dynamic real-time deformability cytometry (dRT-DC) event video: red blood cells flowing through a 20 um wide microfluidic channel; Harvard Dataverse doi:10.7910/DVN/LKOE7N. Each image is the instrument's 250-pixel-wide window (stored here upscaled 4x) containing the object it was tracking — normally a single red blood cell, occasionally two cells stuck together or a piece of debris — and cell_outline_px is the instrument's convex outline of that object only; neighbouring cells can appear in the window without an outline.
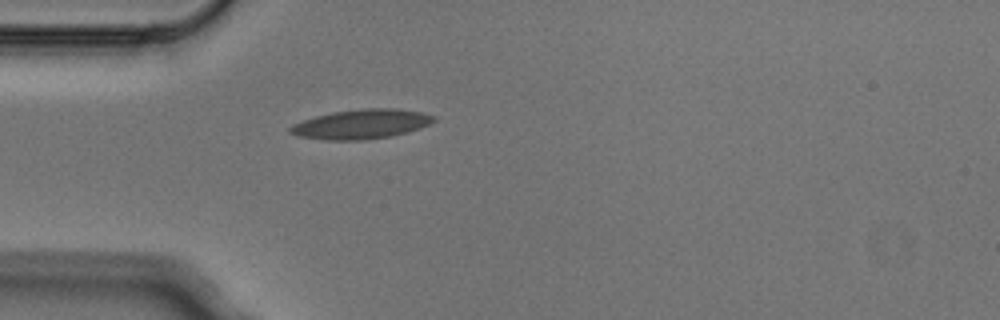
{"species": "Egyptian fruit bat (a non-hibernating species)", "species_latin": "Rousettus aegyptiacus", "temperature_condition": "cold", "stored_images_in_passage": 1, "camera_frame_rate_fps": 3000, "um_per_image_px": 0.085, "animal": {"sex": "male"}, "frame": {"image": 1, "passage_image": 1, "time_ms": 0.0, "image_size_px": [1000, 320], "cell_outline_px": [[436, 120], [420, 128], [408, 132], [392, 136], [364, 140], [324, 140], [296, 136], [288, 132], [288, 128], [292, 124], [316, 116], [332, 112], [364, 108], [396, 108], [420, 112], [436, 116]], "centroid_in_image_um": [30.69, 10.56], "position_along_channel_um": 54.3, "area_um2": 24.85}}